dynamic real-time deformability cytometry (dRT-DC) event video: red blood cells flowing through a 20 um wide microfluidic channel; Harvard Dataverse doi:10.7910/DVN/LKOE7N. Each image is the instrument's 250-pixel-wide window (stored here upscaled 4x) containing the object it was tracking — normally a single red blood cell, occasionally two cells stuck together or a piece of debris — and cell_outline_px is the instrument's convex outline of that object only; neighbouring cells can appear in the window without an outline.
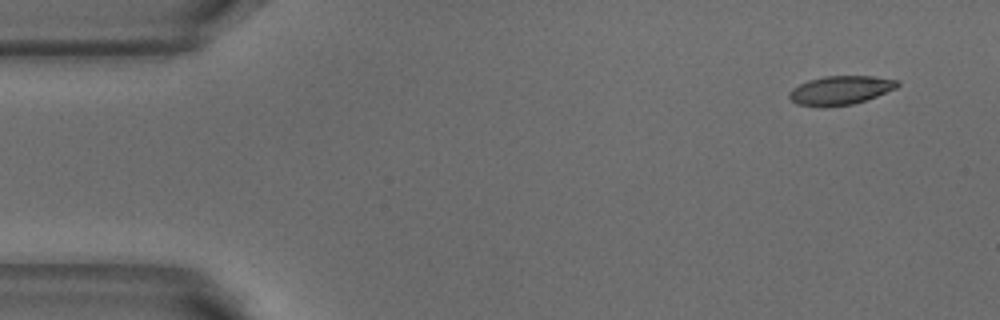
{"species": "common noctule bat (a hibernating species)", "species_latin": "Nyctalus noctula", "temperature_condition": "warm", "stored_images_in_passage": 4, "camera_frame_rate_fps": 3000, "um_per_image_px": 0.085, "animal": {"sex": "male", "body_mass_g": 18.8}, "frame": {"image": 1, "passage_image": 1, "time_ms": 0.0, "image_size_px": [1000, 320], "cell_outline_px": [[900, 84], [896, 88], [876, 96], [852, 104], [824, 108], [820, 108], [796, 104], [788, 96], [788, 92], [792, 88], [808, 80], [824, 76], [872, 76], [896, 80]], "centroid_in_image_um": [71.37, 7.69], "position_along_channel_um": 13.6, "area_um2": 18.26}}
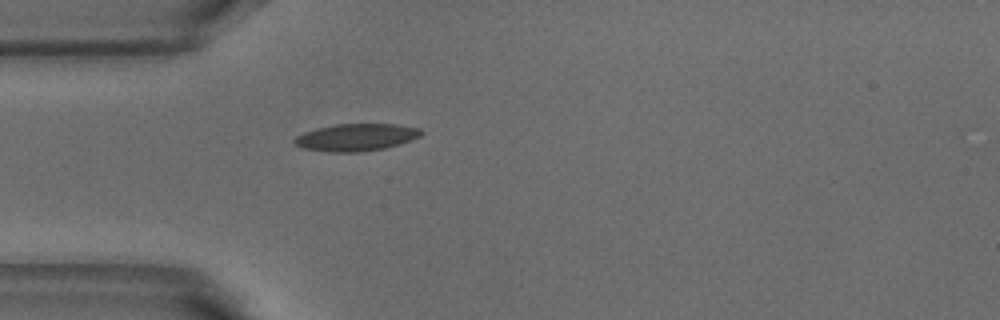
{"frame": {"image": 2, "passage_image": 4, "time_ms": 1.0, "image_size_px": [1000, 320], "cell_outline_px": [[424, 132], [420, 136], [412, 140], [400, 144], [384, 148], [360, 152], [328, 152], [300, 148], [292, 140], [296, 136], [304, 132], [316, 128], [336, 124], [396, 124], [420, 128]], "centroid_in_image_um": [30.27, 11.67], "position_along_channel_um": 54.7, "area_um2": 20.29}}